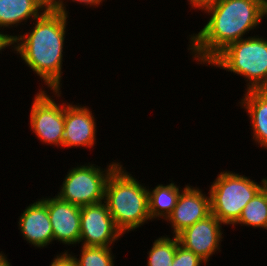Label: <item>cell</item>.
<instances>
[{
	"label": "cell",
	"mask_w": 267,
	"mask_h": 266,
	"mask_svg": "<svg viewBox=\"0 0 267 266\" xmlns=\"http://www.w3.org/2000/svg\"><path fill=\"white\" fill-rule=\"evenodd\" d=\"M203 13L210 16L209 21L197 34L189 35L188 50L198 64L208 66L230 43L259 28L263 20L262 0H217Z\"/></svg>",
	"instance_id": "6da1fadb"
},
{
	"label": "cell",
	"mask_w": 267,
	"mask_h": 266,
	"mask_svg": "<svg viewBox=\"0 0 267 266\" xmlns=\"http://www.w3.org/2000/svg\"><path fill=\"white\" fill-rule=\"evenodd\" d=\"M69 15L50 7L34 21V26L11 40L13 53L20 55L26 66L39 76L46 87L61 90L63 49Z\"/></svg>",
	"instance_id": "7a4b0ae2"
},
{
	"label": "cell",
	"mask_w": 267,
	"mask_h": 266,
	"mask_svg": "<svg viewBox=\"0 0 267 266\" xmlns=\"http://www.w3.org/2000/svg\"><path fill=\"white\" fill-rule=\"evenodd\" d=\"M125 169L120 163L113 170L107 179L104 195V202L123 235L151 220L148 187Z\"/></svg>",
	"instance_id": "3957f363"
},
{
	"label": "cell",
	"mask_w": 267,
	"mask_h": 266,
	"mask_svg": "<svg viewBox=\"0 0 267 266\" xmlns=\"http://www.w3.org/2000/svg\"><path fill=\"white\" fill-rule=\"evenodd\" d=\"M266 39L254 35L232 42L208 64L247 79L245 90L267 89Z\"/></svg>",
	"instance_id": "277c9868"
},
{
	"label": "cell",
	"mask_w": 267,
	"mask_h": 266,
	"mask_svg": "<svg viewBox=\"0 0 267 266\" xmlns=\"http://www.w3.org/2000/svg\"><path fill=\"white\" fill-rule=\"evenodd\" d=\"M267 183V178L255 182L233 171H221L209 187L211 213L224 225H233L242 210Z\"/></svg>",
	"instance_id": "5b68a950"
},
{
	"label": "cell",
	"mask_w": 267,
	"mask_h": 266,
	"mask_svg": "<svg viewBox=\"0 0 267 266\" xmlns=\"http://www.w3.org/2000/svg\"><path fill=\"white\" fill-rule=\"evenodd\" d=\"M120 163L113 161L104 169L89 162L70 168L57 196L80 207L103 202L107 179Z\"/></svg>",
	"instance_id": "8992f818"
},
{
	"label": "cell",
	"mask_w": 267,
	"mask_h": 266,
	"mask_svg": "<svg viewBox=\"0 0 267 266\" xmlns=\"http://www.w3.org/2000/svg\"><path fill=\"white\" fill-rule=\"evenodd\" d=\"M40 89L32 102L29 125L35 136L47 145L59 147L64 138V102L56 103L54 97L60 99L61 90H52L51 96Z\"/></svg>",
	"instance_id": "52a82bcc"
},
{
	"label": "cell",
	"mask_w": 267,
	"mask_h": 266,
	"mask_svg": "<svg viewBox=\"0 0 267 266\" xmlns=\"http://www.w3.org/2000/svg\"><path fill=\"white\" fill-rule=\"evenodd\" d=\"M122 235L104 201L81 206L79 244L82 242V246L112 247Z\"/></svg>",
	"instance_id": "ba28073f"
},
{
	"label": "cell",
	"mask_w": 267,
	"mask_h": 266,
	"mask_svg": "<svg viewBox=\"0 0 267 266\" xmlns=\"http://www.w3.org/2000/svg\"><path fill=\"white\" fill-rule=\"evenodd\" d=\"M222 225L224 224L211 213L180 232L177 235L179 243L207 264L215 252L221 251V239L224 238Z\"/></svg>",
	"instance_id": "9c48e42d"
},
{
	"label": "cell",
	"mask_w": 267,
	"mask_h": 266,
	"mask_svg": "<svg viewBox=\"0 0 267 266\" xmlns=\"http://www.w3.org/2000/svg\"><path fill=\"white\" fill-rule=\"evenodd\" d=\"M47 206L53 229L54 241L63 245H79L81 207L54 197L40 198ZM75 244V245H74Z\"/></svg>",
	"instance_id": "30bf717a"
},
{
	"label": "cell",
	"mask_w": 267,
	"mask_h": 266,
	"mask_svg": "<svg viewBox=\"0 0 267 266\" xmlns=\"http://www.w3.org/2000/svg\"><path fill=\"white\" fill-rule=\"evenodd\" d=\"M87 106L64 102V138L62 148H91L96 144L97 126Z\"/></svg>",
	"instance_id": "8fae6325"
},
{
	"label": "cell",
	"mask_w": 267,
	"mask_h": 266,
	"mask_svg": "<svg viewBox=\"0 0 267 266\" xmlns=\"http://www.w3.org/2000/svg\"><path fill=\"white\" fill-rule=\"evenodd\" d=\"M208 195V196H206ZM211 214L210 195L190 184L180 193L177 204L165 221L171 225L173 236Z\"/></svg>",
	"instance_id": "7c38bea8"
},
{
	"label": "cell",
	"mask_w": 267,
	"mask_h": 266,
	"mask_svg": "<svg viewBox=\"0 0 267 266\" xmlns=\"http://www.w3.org/2000/svg\"><path fill=\"white\" fill-rule=\"evenodd\" d=\"M18 226L21 236L31 246L42 249L54 241L47 206L41 199L25 207L19 216Z\"/></svg>",
	"instance_id": "4fadbf2b"
},
{
	"label": "cell",
	"mask_w": 267,
	"mask_h": 266,
	"mask_svg": "<svg viewBox=\"0 0 267 266\" xmlns=\"http://www.w3.org/2000/svg\"><path fill=\"white\" fill-rule=\"evenodd\" d=\"M239 103L249 115L252 139L267 149V89L246 90Z\"/></svg>",
	"instance_id": "5bb4252c"
},
{
	"label": "cell",
	"mask_w": 267,
	"mask_h": 266,
	"mask_svg": "<svg viewBox=\"0 0 267 266\" xmlns=\"http://www.w3.org/2000/svg\"><path fill=\"white\" fill-rule=\"evenodd\" d=\"M50 7V0H0V30L34 21ZM41 11V12H40ZM33 19V20H32Z\"/></svg>",
	"instance_id": "9a60e30c"
},
{
	"label": "cell",
	"mask_w": 267,
	"mask_h": 266,
	"mask_svg": "<svg viewBox=\"0 0 267 266\" xmlns=\"http://www.w3.org/2000/svg\"><path fill=\"white\" fill-rule=\"evenodd\" d=\"M182 189L175 182L164 185L158 184L154 189L149 190L148 186V203L151 221L155 219H163L164 221L172 213L175 208L180 193L188 186Z\"/></svg>",
	"instance_id": "2e32d148"
},
{
	"label": "cell",
	"mask_w": 267,
	"mask_h": 266,
	"mask_svg": "<svg viewBox=\"0 0 267 266\" xmlns=\"http://www.w3.org/2000/svg\"><path fill=\"white\" fill-rule=\"evenodd\" d=\"M248 226L254 229L267 226V183L255 194L242 210L239 219L232 225Z\"/></svg>",
	"instance_id": "e0dca14e"
},
{
	"label": "cell",
	"mask_w": 267,
	"mask_h": 266,
	"mask_svg": "<svg viewBox=\"0 0 267 266\" xmlns=\"http://www.w3.org/2000/svg\"><path fill=\"white\" fill-rule=\"evenodd\" d=\"M179 244L177 236L170 238L168 235H163L154 240L151 249L148 251L147 266H172L176 247Z\"/></svg>",
	"instance_id": "ac0fdd59"
},
{
	"label": "cell",
	"mask_w": 267,
	"mask_h": 266,
	"mask_svg": "<svg viewBox=\"0 0 267 266\" xmlns=\"http://www.w3.org/2000/svg\"><path fill=\"white\" fill-rule=\"evenodd\" d=\"M76 266H114L112 247L81 246L80 257L69 252Z\"/></svg>",
	"instance_id": "d6986e66"
},
{
	"label": "cell",
	"mask_w": 267,
	"mask_h": 266,
	"mask_svg": "<svg viewBox=\"0 0 267 266\" xmlns=\"http://www.w3.org/2000/svg\"><path fill=\"white\" fill-rule=\"evenodd\" d=\"M201 264L207 265L204 260L194 254L192 251L185 249L182 245L179 244L176 247L172 266H201Z\"/></svg>",
	"instance_id": "ffe728a7"
},
{
	"label": "cell",
	"mask_w": 267,
	"mask_h": 266,
	"mask_svg": "<svg viewBox=\"0 0 267 266\" xmlns=\"http://www.w3.org/2000/svg\"><path fill=\"white\" fill-rule=\"evenodd\" d=\"M64 1H66V0H50V8L53 11L68 15L69 13L66 10L67 4H64L67 2H64ZM103 1H105V0H72V2H76L79 4L85 5V6L89 5V7L90 6L91 7L92 6L98 7L100 4L102 5Z\"/></svg>",
	"instance_id": "44dd1931"
},
{
	"label": "cell",
	"mask_w": 267,
	"mask_h": 266,
	"mask_svg": "<svg viewBox=\"0 0 267 266\" xmlns=\"http://www.w3.org/2000/svg\"><path fill=\"white\" fill-rule=\"evenodd\" d=\"M68 251L57 254L50 263V266H76L75 260Z\"/></svg>",
	"instance_id": "7402d4cb"
},
{
	"label": "cell",
	"mask_w": 267,
	"mask_h": 266,
	"mask_svg": "<svg viewBox=\"0 0 267 266\" xmlns=\"http://www.w3.org/2000/svg\"><path fill=\"white\" fill-rule=\"evenodd\" d=\"M217 0H187L191 8L201 10L203 12L207 7L214 4Z\"/></svg>",
	"instance_id": "603a6c76"
},
{
	"label": "cell",
	"mask_w": 267,
	"mask_h": 266,
	"mask_svg": "<svg viewBox=\"0 0 267 266\" xmlns=\"http://www.w3.org/2000/svg\"><path fill=\"white\" fill-rule=\"evenodd\" d=\"M14 38V35H10L5 33H2L0 31V53H2L1 51H4V49L6 50V47L10 48L11 46V40Z\"/></svg>",
	"instance_id": "cb8c5ba5"
},
{
	"label": "cell",
	"mask_w": 267,
	"mask_h": 266,
	"mask_svg": "<svg viewBox=\"0 0 267 266\" xmlns=\"http://www.w3.org/2000/svg\"><path fill=\"white\" fill-rule=\"evenodd\" d=\"M0 266H12L4 252H0Z\"/></svg>",
	"instance_id": "d4e9b609"
},
{
	"label": "cell",
	"mask_w": 267,
	"mask_h": 266,
	"mask_svg": "<svg viewBox=\"0 0 267 266\" xmlns=\"http://www.w3.org/2000/svg\"><path fill=\"white\" fill-rule=\"evenodd\" d=\"M262 15L263 19L264 17H267V0H262Z\"/></svg>",
	"instance_id": "484cf974"
}]
</instances>
